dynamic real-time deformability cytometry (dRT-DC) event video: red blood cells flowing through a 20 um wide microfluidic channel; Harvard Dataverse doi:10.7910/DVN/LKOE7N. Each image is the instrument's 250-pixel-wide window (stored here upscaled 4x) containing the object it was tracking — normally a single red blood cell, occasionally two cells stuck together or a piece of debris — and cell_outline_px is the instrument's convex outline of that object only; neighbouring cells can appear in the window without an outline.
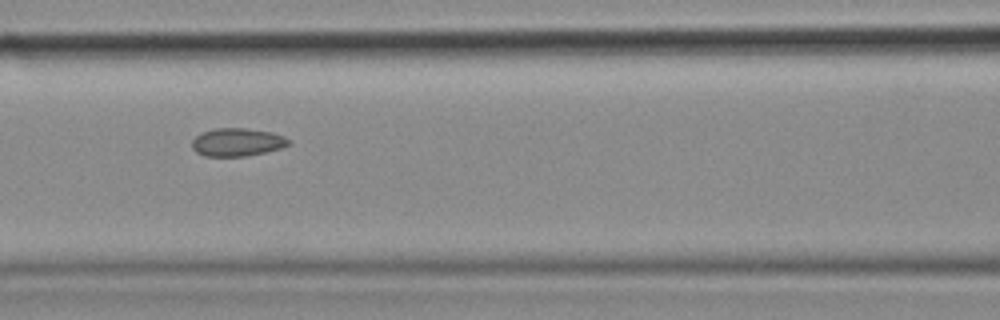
{"species": "common noctule bat (a hibernating species)", "species_latin": "Nyctalus noctula", "temperature_condition": "cold", "stored_images_in_passage": 33, "camera_frame_rate_fps": 3000, "um_per_image_px": 0.085, "animal": {"sex": "female", "body_mass_g": 18.4}, "frame": {"image": 1, "passage_image": 6, "time_ms": 1.667, "image_size_px": [1000, 320], "cell_outline_px": [[292, 144], [280, 148], [264, 152], [244, 156], [204, 156], [196, 152], [192, 148], [192, 140], [200, 132], [216, 128], [244, 128], [272, 132], [284, 136], [292, 140]], "centroid_in_image_um": [20.17, 12.08], "position_along_channel_um": 146.4, "area_um2": 15.9}}